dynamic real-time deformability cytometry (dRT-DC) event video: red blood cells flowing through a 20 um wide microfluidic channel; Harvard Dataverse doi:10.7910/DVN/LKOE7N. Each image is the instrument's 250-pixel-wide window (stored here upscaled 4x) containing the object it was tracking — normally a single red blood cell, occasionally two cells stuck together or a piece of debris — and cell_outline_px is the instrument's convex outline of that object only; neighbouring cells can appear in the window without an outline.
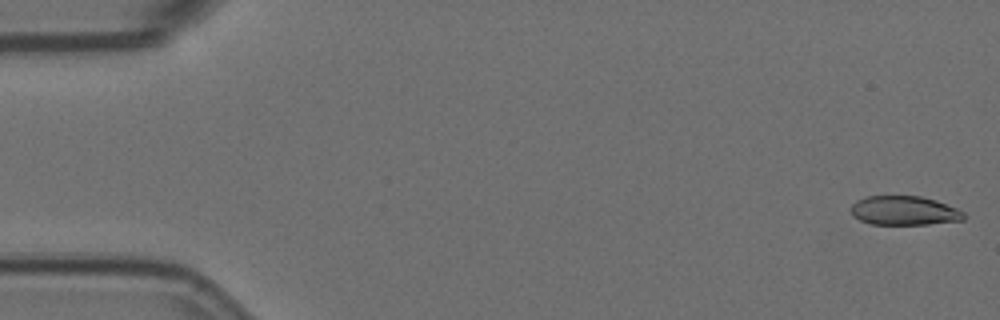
{"species": "Egyptian fruit bat (a non-hibernating species)", "species_latin": "Rousettus aegyptiacus", "temperature_condition": "room temperature", "stored_images_in_passage": 56, "camera_frame_rate_fps": 3000, "um_per_image_px": 0.085, "animal": {"sex": "female"}, "frame": {"image": 1, "passage_image": 1, "time_ms": 0.0, "image_size_px": [1000, 320], "cell_outline_px": [[964, 220], [928, 224], [872, 224], [860, 220], [852, 216], [848, 208], [856, 200], [864, 196], [920, 196], [936, 200], [956, 208], [964, 212]], "centroid_in_image_um": [76.8, 17.9], "position_along_channel_um": 8.2, "area_um2": 19.31}}
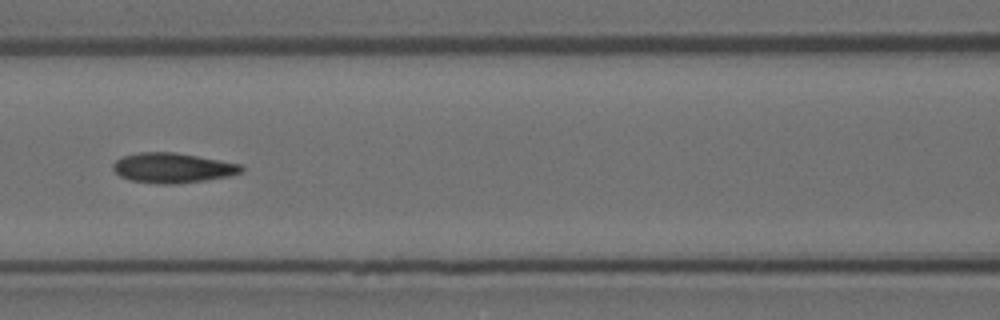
{"frame": {"image": 2, "passage_image": 25, "time_ms": 8.0, "image_size_px": [1000, 320], "cell_outline_px": [[244, 172], [228, 176], [204, 180], [176, 184], [156, 184], [132, 180], [120, 176], [112, 168], [112, 164], [116, 160], [124, 156], [140, 152], [176, 152], [244, 164]], "centroid_in_image_um": [14.72, 14.26], "position_along_channel_um": 151.9, "area_um2": 22.54}}
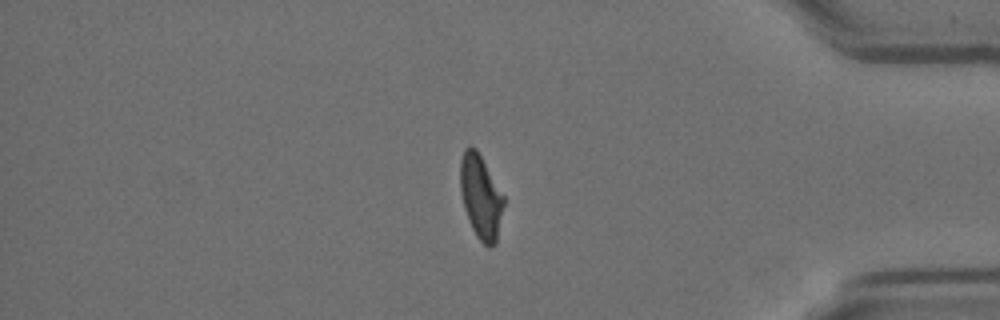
{"frame": {"image": 3, "passage_image": 48, "time_ms": 15.667, "image_size_px": [1000, 320], "cell_outline_px": [[504, 204], [496, 244], [488, 248], [476, 236], [472, 228], [464, 208], [460, 192], [460, 160], [464, 148], [468, 144], [472, 144], [476, 148], [504, 196]], "centroid_in_image_um": [40.85, 16.7], "position_along_channel_um": 394.4, "area_um2": 21.39}}